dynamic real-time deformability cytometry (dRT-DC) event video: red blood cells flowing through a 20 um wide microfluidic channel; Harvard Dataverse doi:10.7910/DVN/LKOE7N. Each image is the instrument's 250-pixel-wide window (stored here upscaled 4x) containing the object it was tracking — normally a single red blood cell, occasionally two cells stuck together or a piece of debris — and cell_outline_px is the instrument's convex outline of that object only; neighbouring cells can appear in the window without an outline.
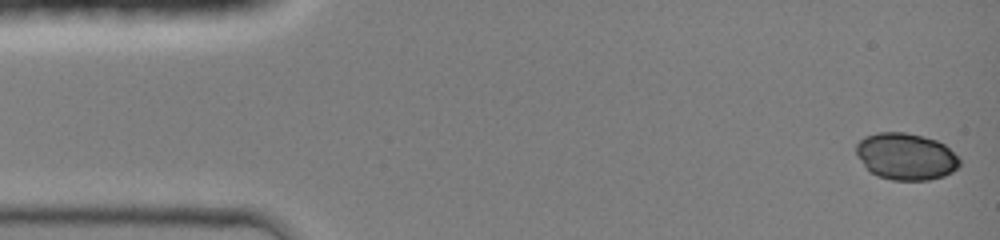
{"species": "common noctule bat (a hibernating species)", "species_latin": "Nyctalus noctula", "temperature_condition": "room temperature", "stored_images_in_passage": 44, "camera_frame_rate_fps": 3000, "um_per_image_px": 0.085, "animal": {"sex": "female", "body_mass_g": 19.0, "forearm_length_mm": 51.5}, "frame": {"image": 1, "passage_image": 1, "time_ms": 0.0, "image_size_px": [1000, 240], "cell_outline_px": [[960, 164], [952, 172], [944, 176], [928, 180], [892, 180], [876, 176], [864, 164], [856, 152], [856, 144], [864, 136], [876, 132], [904, 132], [924, 136], [936, 140], [944, 144], [960, 160]], "centroid_in_image_um": [77.0, 13.29], "position_along_channel_um": 8.0, "area_um2": 28.09}}
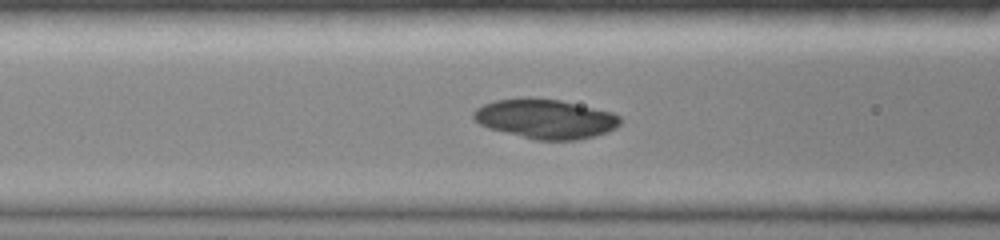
{"frame": {"image": 2, "passage_image": 17, "time_ms": 5.333, "image_size_px": [1000, 240], "cell_outline_px": [[620, 124], [616, 128], [608, 132], [576, 140], [536, 140], [488, 128], [480, 124], [472, 116], [472, 112], [476, 108], [484, 104], [496, 100], [524, 96], [528, 96], [560, 100], [612, 112], [620, 116]], "centroid_in_image_um": [46.34, 10.08], "position_along_channel_um": 120.3, "area_um2": 33.93}}
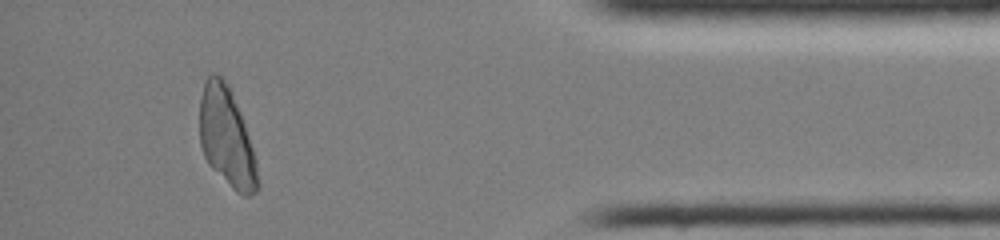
{"frame": {"image": 3, "passage_image": 40, "time_ms": 13.0, "image_size_px": [1000, 240], "cell_outline_px": [[260, 188], [256, 192], [248, 196], [244, 196], [236, 192], [208, 164], [204, 156], [200, 144], [200, 96], [204, 80], [208, 72], [216, 72], [228, 84], [240, 112], [256, 160], [260, 184]], "centroid_in_image_um": [19.25, 11.66], "position_along_channel_um": 415.9, "area_um2": 33.7}}